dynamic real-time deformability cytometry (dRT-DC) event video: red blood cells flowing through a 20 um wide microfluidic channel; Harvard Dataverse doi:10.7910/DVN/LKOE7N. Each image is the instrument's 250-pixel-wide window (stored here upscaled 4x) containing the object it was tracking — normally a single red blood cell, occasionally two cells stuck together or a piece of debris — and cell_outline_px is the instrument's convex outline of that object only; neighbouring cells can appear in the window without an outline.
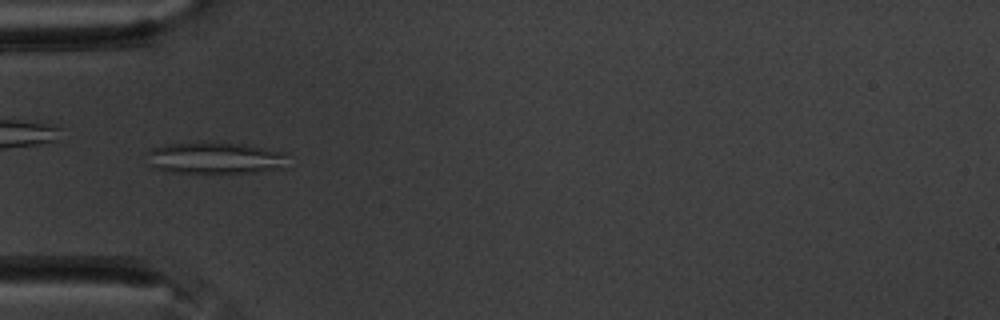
{"species": "common noctule bat (a hibernating species)", "species_latin": "Nyctalus noctula", "temperature_condition": "warm", "stored_images_in_passage": 41, "camera_frame_rate_fps": 3000, "um_per_image_px": 0.085, "animal": {"sex": "male", "body_mass_g": 20.1, "forearm_length_mm": 53.5}, "frame": {"image": 1, "passage_image": 7, "time_ms": 2.0, "image_size_px": [1000, 320], "cell_outline_px": [[288, 152], [284, 168], [252, 172], [164, 172], [152, 168], [148, 164], [148, 148], [164, 144], [200, 140], [204, 140], [244, 144]], "centroid_in_image_um": [18.21, 13.39], "position_along_channel_um": 66.8, "area_um2": 26.88}}
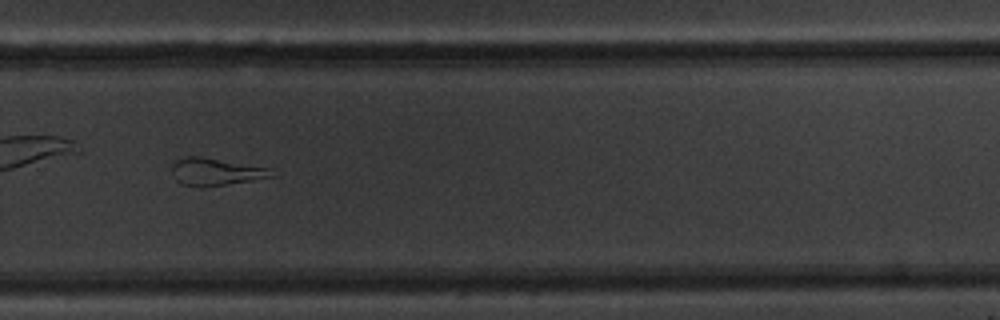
{"frame": {"image": 2, "passage_image": 28, "time_ms": 9.0, "image_size_px": [1000, 320], "cell_outline_px": [[276, 176], [228, 184], [200, 188], [180, 184], [176, 180], [172, 168], [172, 164], [176, 160], [188, 156], [200, 156], [272, 168]], "centroid_in_image_um": [18.36, 14.61], "position_along_channel_um": 311.4, "area_um2": 16.07}}
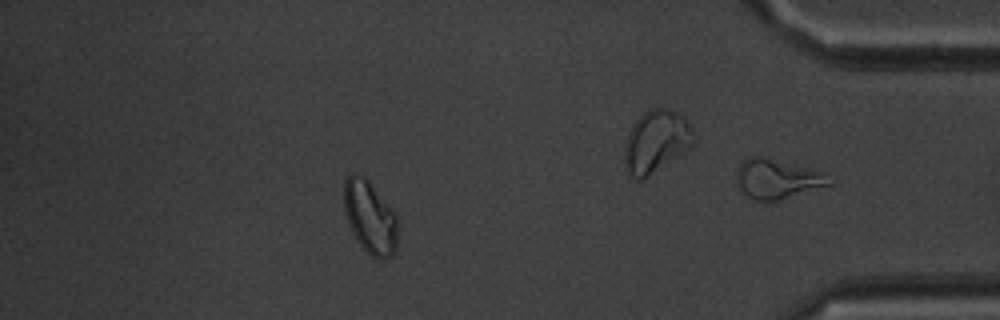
{"frame": {"image": 3, "passage_image": 33, "time_ms": 10.667, "image_size_px": [1000, 320], "cell_outline_px": [[400, 224], [396, 252], [388, 260], [376, 260], [356, 240], [348, 224], [344, 212], [344, 180], [352, 172], [364, 176], [368, 180], [396, 212]], "centroid_in_image_um": [31.5, 18.5], "position_along_channel_um": 403.7, "area_um2": 23.7}, "authors_computed_cell_mechanics": {"area_um2": 18.9584, "velocity_mm_per_s": 3.5042, "shape_relaxation_time_tau1_ms": null, "shape_relaxation_time_tau2_ms": 8.0169, "deformation_change_tau1": null, "deformation_change_tau2": 0.157}}